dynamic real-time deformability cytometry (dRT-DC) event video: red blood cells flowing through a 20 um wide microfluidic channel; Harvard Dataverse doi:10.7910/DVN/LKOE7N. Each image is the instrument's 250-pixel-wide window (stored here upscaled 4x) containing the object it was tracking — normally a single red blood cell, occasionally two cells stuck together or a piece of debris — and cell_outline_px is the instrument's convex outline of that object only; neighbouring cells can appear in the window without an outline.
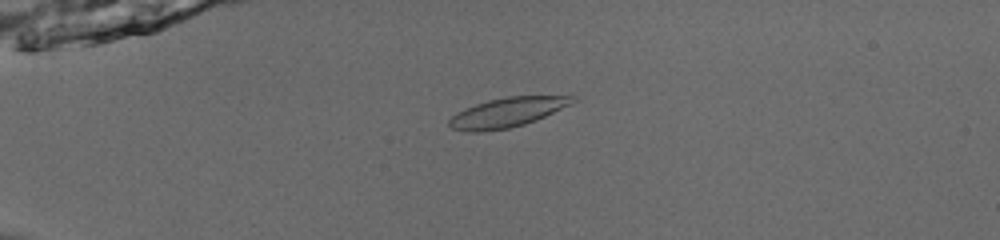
{"species": "common noctule bat (a hibernating species)", "species_latin": "Nyctalus noctula", "temperature_condition": "room temperature", "stored_images_in_passage": 51, "camera_frame_rate_fps": 3000, "um_per_image_px": 0.085, "animal": {"sex": "male", "body_mass_g": 13.0, "forearm_length_mm": 53.1}, "frame": {"image": 1, "passage_image": 13, "time_ms": 4.0, "image_size_px": [1000, 240], "cell_outline_px": [[580, 100], [572, 104], [536, 120], [524, 124], [508, 128], [480, 132], [468, 132], [452, 128], [448, 124], [448, 120], [456, 112], [464, 108], [488, 100], [508, 96], [572, 96]], "centroid_in_image_um": [43.11, 9.55], "position_along_channel_um": 41.9, "area_um2": 21.27}}
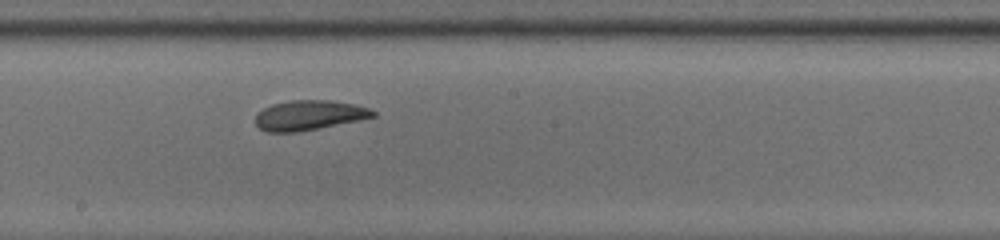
{"frame": {"image": 2, "passage_image": 30, "time_ms": 9.667, "image_size_px": [1000, 240], "cell_outline_px": [[376, 116], [360, 120], [296, 132], [268, 132], [260, 128], [256, 124], [256, 112], [272, 104], [288, 100], [332, 100], [352, 104], [368, 108], [376, 112]], "centroid_in_image_um": [26.25, 9.78], "position_along_channel_um": 221.9, "area_um2": 20.35}}
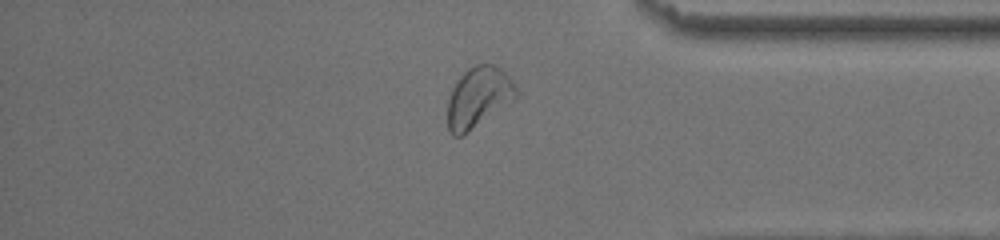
{"frame": {"image": 3, "passage_image": 44, "time_ms": 14.333, "image_size_px": [1000, 240], "cell_outline_px": [[520, 92], [512, 100], [468, 132], [460, 136], [452, 136], [448, 128], [448, 100], [452, 88], [460, 76], [472, 64], [492, 64], [500, 68], [512, 80]], "centroid_in_image_um": [40.65, 8.24], "position_along_channel_um": 394.5, "area_um2": 23.87}, "authors_computed_cell_mechanics": {"area_um2": 22.0796, "velocity_mm_per_s": 3.9081, "shape_relaxation_time_tau1_ms": 3.9158, "shape_relaxation_time_tau2_ms": 2.51, "deformation_change_tau1": 0.117, "deformation_change_tau2": 0.0713}}